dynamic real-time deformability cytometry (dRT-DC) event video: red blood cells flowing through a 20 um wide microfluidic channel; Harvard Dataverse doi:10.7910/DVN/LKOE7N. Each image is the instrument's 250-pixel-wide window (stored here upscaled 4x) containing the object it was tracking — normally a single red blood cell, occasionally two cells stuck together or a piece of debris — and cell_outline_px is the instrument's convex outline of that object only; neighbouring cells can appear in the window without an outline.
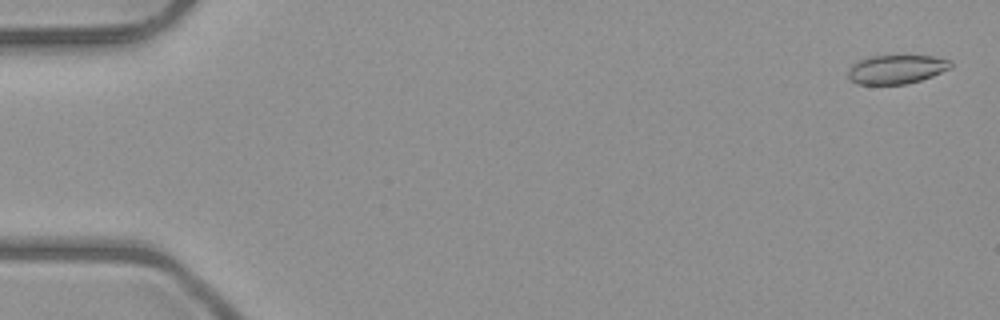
{"species": "common noctule bat (a hibernating species)", "species_latin": "Nyctalus noctula", "temperature_condition": "room temperature", "stored_images_in_passage": 3, "camera_frame_rate_fps": 3000, "um_per_image_px": 0.085, "animal": {"sex": "male", "body_mass_g": 23.1, "forearm_length_mm": 52.7}, "frame": {"image": 1, "passage_image": 1, "time_ms": 0.0, "image_size_px": [1000, 320], "cell_outline_px": [[952, 68], [932, 76], [908, 84], [856, 84], [848, 76], [848, 72], [852, 64], [856, 60], [868, 56], [932, 56], [952, 60]], "centroid_in_image_um": [76.2, 5.88], "position_along_channel_um": 8.8, "area_um2": 17.4}}